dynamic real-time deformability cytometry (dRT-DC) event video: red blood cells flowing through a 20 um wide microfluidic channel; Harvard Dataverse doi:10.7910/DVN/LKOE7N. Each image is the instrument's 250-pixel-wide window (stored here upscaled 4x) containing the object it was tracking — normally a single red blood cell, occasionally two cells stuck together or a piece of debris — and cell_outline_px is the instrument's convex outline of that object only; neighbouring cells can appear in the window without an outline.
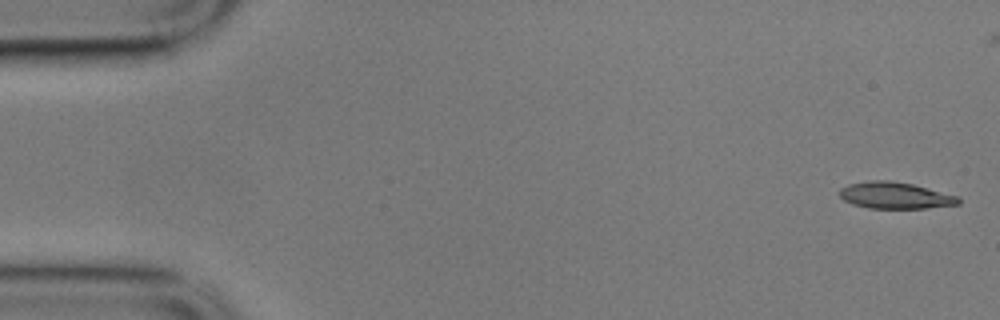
{"species": "common noctule bat (a hibernating species)", "species_latin": "Nyctalus noctula", "temperature_condition": "cold", "stored_images_in_passage": 5, "camera_frame_rate_fps": 3000, "um_per_image_px": 0.085, "animal": {"sex": "male", "body_mass_g": 17.9}, "frame": {"image": 1, "passage_image": 1, "time_ms": 0.0, "image_size_px": [1000, 320], "cell_outline_px": [[960, 204], [924, 208], [868, 208], [852, 204], [844, 200], [840, 196], [840, 188], [848, 184], [868, 180], [888, 180], [912, 184], [960, 196]], "centroid_in_image_um": [76.08, 16.61], "position_along_channel_um": 8.9, "area_um2": 18.44}}
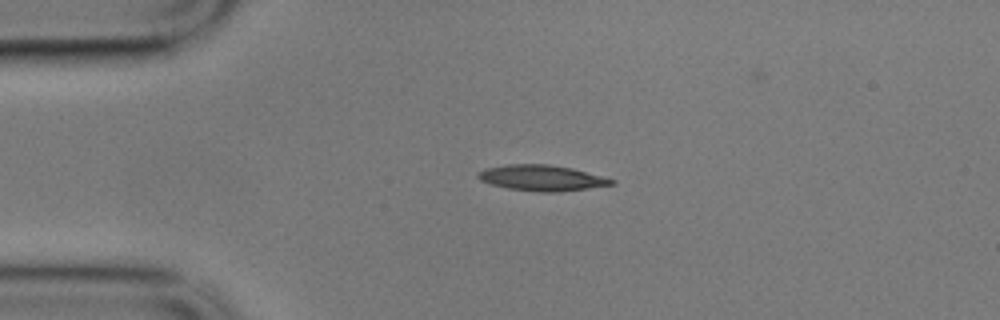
{"frame": {"image": 2, "passage_image": 4, "time_ms": 1.0, "image_size_px": [1000, 320], "cell_outline_px": [[616, 184], [588, 188], [556, 192], [540, 192], [508, 188], [492, 184], [480, 180], [476, 176], [476, 172], [484, 168], [508, 164], [548, 164], [572, 168], [616, 180]], "centroid_in_image_um": [46.03, 15.11], "position_along_channel_um": 39.0, "area_um2": 20.0}}